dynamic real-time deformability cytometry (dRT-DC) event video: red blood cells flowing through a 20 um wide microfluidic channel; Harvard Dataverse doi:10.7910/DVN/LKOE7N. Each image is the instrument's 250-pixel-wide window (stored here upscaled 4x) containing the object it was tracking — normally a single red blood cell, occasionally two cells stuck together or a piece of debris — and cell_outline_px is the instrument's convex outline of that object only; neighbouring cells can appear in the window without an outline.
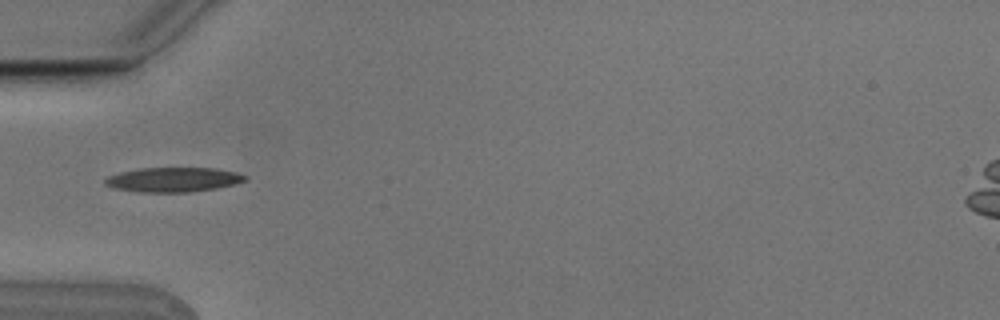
{"species": "Egyptian fruit bat (a non-hibernating species)", "species_latin": "Rousettus aegyptiacus", "temperature_condition": "cold", "stored_images_in_passage": 5, "camera_frame_rate_fps": 3000, "um_per_image_px": 0.085, "animal": {"sex": "male"}, "frame": {"image": 1, "passage_image": 5, "time_ms": 1.333, "image_size_px": [1000, 320], "cell_outline_px": [[248, 180], [236, 184], [216, 188], [188, 192], [136, 192], [112, 188], [104, 184], [104, 180], [108, 176], [120, 172], [136, 168], [216, 168], [236, 172], [248, 176]], "centroid_in_image_um": [14.72, 15.27], "position_along_channel_um": 70.3, "area_um2": 20.29}}